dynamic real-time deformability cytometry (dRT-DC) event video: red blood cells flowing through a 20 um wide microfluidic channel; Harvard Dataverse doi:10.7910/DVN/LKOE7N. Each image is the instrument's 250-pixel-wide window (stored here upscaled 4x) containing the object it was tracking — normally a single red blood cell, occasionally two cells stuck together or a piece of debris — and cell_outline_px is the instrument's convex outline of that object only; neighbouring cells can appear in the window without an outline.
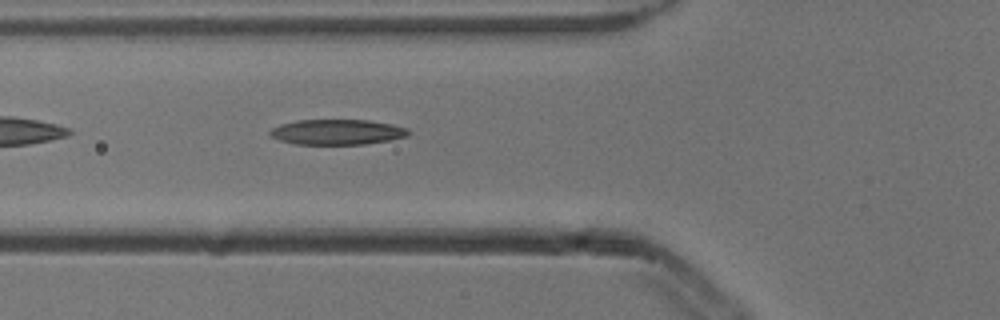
{"species": "common noctule bat (a hibernating species)", "species_latin": "Nyctalus noctula", "temperature_condition": "cold", "stored_images_in_passage": 5, "camera_frame_rate_fps": 3000, "um_per_image_px": 0.085, "animal": {"sex": "male", "body_mass_g": 13.3}, "frame": {"image": 1, "passage_image": 5, "time_ms": 1.333, "image_size_px": [1000, 320], "cell_outline_px": [[408, 136], [392, 140], [364, 144], [296, 144], [280, 140], [272, 136], [268, 132], [272, 128], [280, 124], [296, 120], [368, 120], [392, 124], [408, 128]], "centroid_in_image_um": [28.67, 11.22], "position_along_channel_um": 97.1, "area_um2": 20.4}}